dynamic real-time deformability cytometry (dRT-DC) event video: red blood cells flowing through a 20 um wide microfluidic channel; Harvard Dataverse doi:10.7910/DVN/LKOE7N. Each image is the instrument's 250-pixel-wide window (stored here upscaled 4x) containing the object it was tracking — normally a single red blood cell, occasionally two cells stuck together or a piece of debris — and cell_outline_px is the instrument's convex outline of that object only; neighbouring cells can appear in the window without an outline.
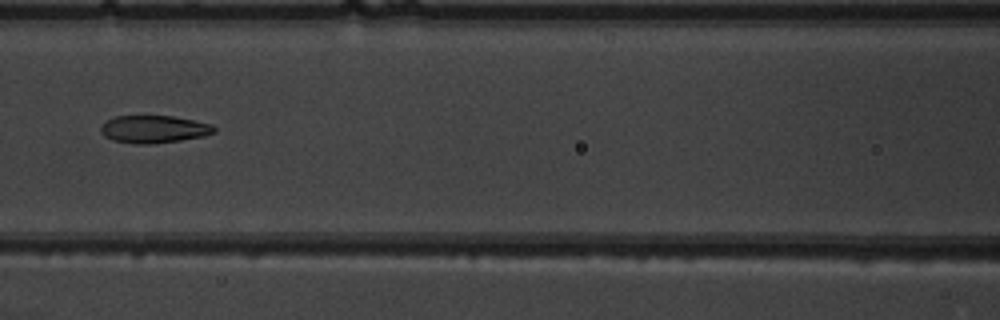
{"species": "common noctule bat (a hibernating species)", "species_latin": "Nyctalus noctula", "temperature_condition": "warm", "stored_images_in_passage": 7, "camera_frame_rate_fps": 3000, "um_per_image_px": 0.085, "animal": {"sex": "male", "body_mass_g": 19.5, "forearm_length_mm": 54.6}, "frame": {"image": 1, "passage_image": 7, "time_ms": 7.0, "image_size_px": [1000, 320], "cell_outline_px": [[216, 132], [204, 136], [180, 140], [152, 144], [136, 144], [112, 140], [104, 136], [100, 132], [100, 128], [108, 120], [116, 116], [172, 116], [212, 124], [216, 128]], "centroid_in_image_um": [13.09, 10.99], "position_along_channel_um": 153.5, "area_um2": 18.15}}